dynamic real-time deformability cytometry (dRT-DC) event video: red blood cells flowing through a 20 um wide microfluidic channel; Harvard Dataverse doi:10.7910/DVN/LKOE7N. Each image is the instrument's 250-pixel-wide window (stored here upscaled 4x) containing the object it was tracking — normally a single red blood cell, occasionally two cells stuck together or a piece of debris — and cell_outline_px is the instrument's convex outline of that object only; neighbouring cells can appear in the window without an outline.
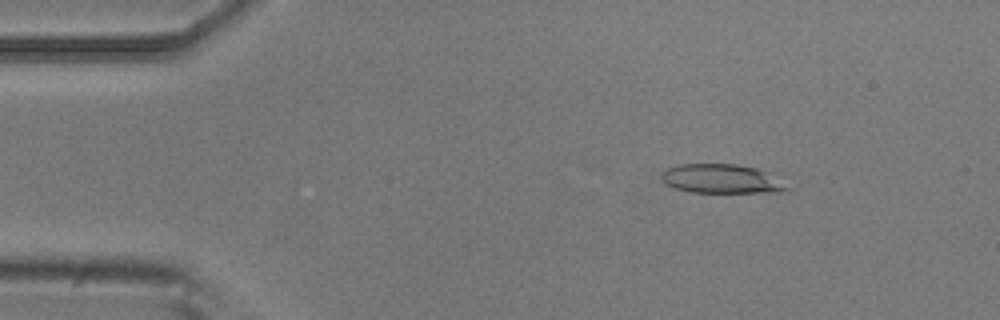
{"species": "common noctule bat (a hibernating species)", "species_latin": "Nyctalus noctula", "temperature_condition": "room temperature", "stored_images_in_passage": 4, "camera_frame_rate_fps": 3000, "um_per_image_px": 0.085, "animal": {"sex": "male", "body_mass_g": 20.5, "forearm_length_mm": 52.5}, "frame": {"image": 1, "passage_image": 2, "time_ms": 0.333, "image_size_px": [1000, 320], "cell_outline_px": [[792, 188], [780, 192], [688, 192], [664, 184], [660, 176], [668, 168], [680, 164], [736, 164], [760, 168], [768, 172]], "centroid_in_image_um": [61.35, 15.2], "position_along_channel_um": 23.6, "area_um2": 21.39}}